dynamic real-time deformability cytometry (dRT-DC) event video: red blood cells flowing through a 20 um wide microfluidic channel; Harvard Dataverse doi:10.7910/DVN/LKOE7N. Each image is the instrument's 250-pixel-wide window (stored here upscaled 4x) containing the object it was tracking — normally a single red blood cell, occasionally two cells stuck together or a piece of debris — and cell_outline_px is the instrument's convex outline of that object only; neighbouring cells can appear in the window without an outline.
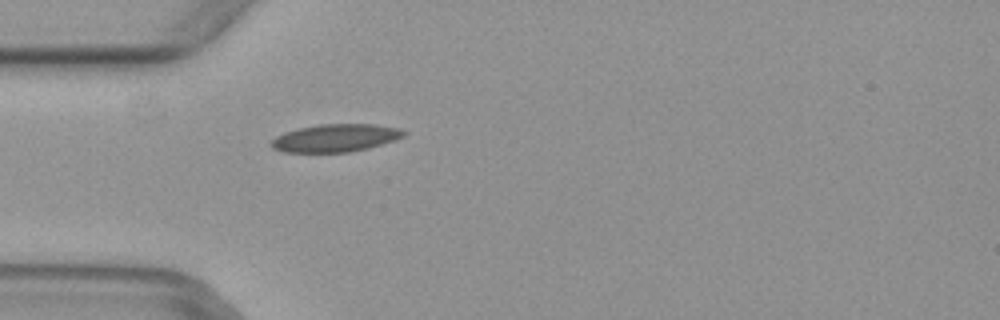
{"species": "common noctule bat (a hibernating species)", "species_latin": "Nyctalus noctula", "temperature_condition": "warm", "stored_images_in_passage": 2, "camera_frame_rate_fps": 3000, "um_per_image_px": 0.085, "animal": {"sex": "female", "body_mass_g": 29.2, "forearm_length_mm": 56.3}, "frame": {"image": 1, "passage_image": 2, "time_ms": 0.333, "image_size_px": [1000, 320], "cell_outline_px": [[408, 132], [404, 136], [396, 140], [368, 148], [348, 152], [284, 152], [272, 148], [268, 144], [276, 136], [284, 132], [300, 128], [320, 124], [376, 124], [400, 128]], "centroid_in_image_um": [28.53, 11.72], "position_along_channel_um": 56.5, "area_um2": 21.56}}